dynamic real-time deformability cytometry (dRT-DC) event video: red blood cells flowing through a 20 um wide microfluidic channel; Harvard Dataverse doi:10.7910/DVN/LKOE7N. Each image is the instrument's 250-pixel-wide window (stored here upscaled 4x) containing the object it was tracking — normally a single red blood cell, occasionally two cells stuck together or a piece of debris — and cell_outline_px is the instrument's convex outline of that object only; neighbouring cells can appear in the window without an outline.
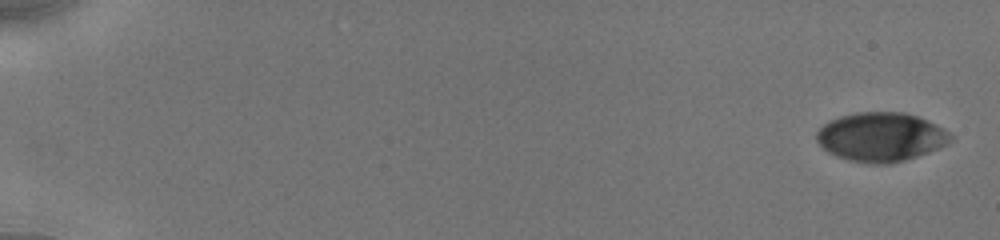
{"species": "human", "species_latin": "Homo sapiens", "temperature_condition": "cold", "stored_images_in_passage": 21, "camera_frame_rate_fps": 3000, "um_per_image_px": 0.085, "donor": {"sex": "male"}, "frame": {"image": 1, "passage_image": 1, "time_ms": 0.0, "image_size_px": [1000, 240], "cell_outline_px": [[952, 140], [948, 144], [928, 152], [904, 160], [888, 164], [868, 164], [848, 160], [836, 156], [828, 152], [816, 140], [816, 132], [828, 120], [840, 116], [856, 112], [904, 112], [928, 120], [936, 124], [948, 132], [952, 136]], "centroid_in_image_um": [74.86, 11.64], "position_along_channel_um": 10.1, "area_um2": 38.32}}
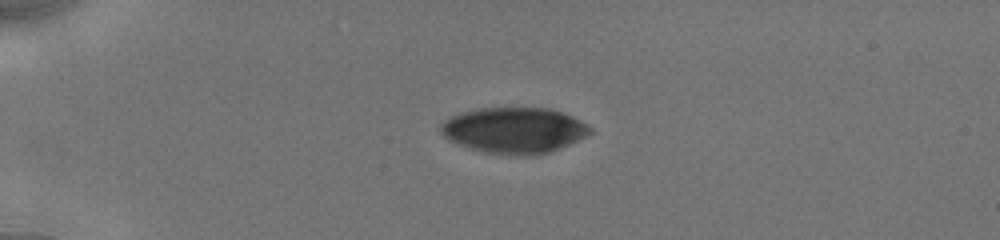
{"frame": {"image": 2, "passage_image": 12, "time_ms": 4.333, "image_size_px": [1000, 240], "cell_outline_px": [[592, 132], [560, 148], [548, 152], [532, 156], [512, 156], [484, 152], [448, 140], [440, 132], [440, 124], [444, 120], [460, 112], [480, 108], [548, 108], [572, 116], [580, 120], [592, 128]], "centroid_in_image_um": [43.67, 11.08], "position_along_channel_um": 41.3, "area_um2": 39.82}}
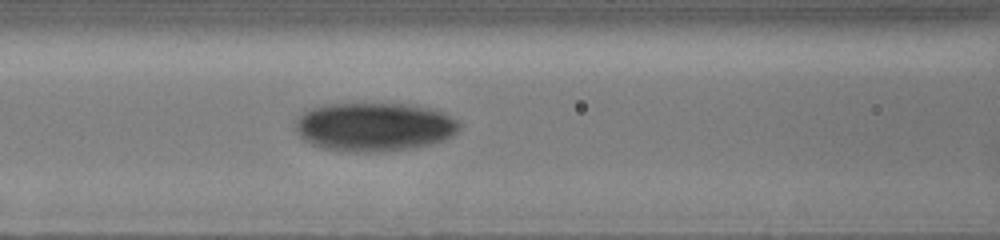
{"frame": {"image": 3, "passage_image": 21, "time_ms": 8.0, "image_size_px": [1000, 240], "cell_outline_px": [[460, 128], [452, 136], [444, 140], [412, 148], [372, 152], [348, 152], [324, 148], [312, 144], [304, 140], [296, 132], [296, 120], [304, 112], [312, 108], [328, 104], [408, 104], [428, 108], [440, 112], [460, 120]], "centroid_in_image_um": [31.81, 10.79], "position_along_channel_um": 134.8, "area_um2": 46.3}}